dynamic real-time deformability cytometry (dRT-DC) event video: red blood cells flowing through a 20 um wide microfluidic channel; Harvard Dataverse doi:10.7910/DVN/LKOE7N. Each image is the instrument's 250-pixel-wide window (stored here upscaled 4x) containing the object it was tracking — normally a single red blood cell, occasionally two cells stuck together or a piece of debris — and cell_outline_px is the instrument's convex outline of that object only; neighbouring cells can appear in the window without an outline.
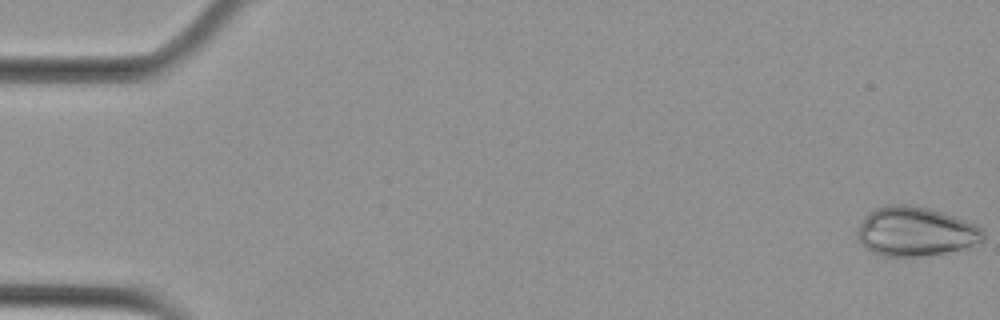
{"species": "Egyptian fruit bat (a non-hibernating species)", "species_latin": "Rousettus aegyptiacus", "temperature_condition": "cold", "stored_images_in_passage": 9, "camera_frame_rate_fps": 3000, "um_per_image_px": 0.085, "animal": {"sex": "female"}, "frame": {"image": 1, "passage_image": 1, "time_ms": 0.0, "image_size_px": [1000, 320], "cell_outline_px": [[984, 240], [964, 248], [924, 256], [884, 256], [872, 252], [856, 236], [856, 232], [864, 216], [876, 208], [888, 204], [904, 204], [928, 208], [956, 216], [976, 224], [984, 228]], "centroid_in_image_um": [77.83, 19.67], "position_along_channel_um": 7.2, "area_um2": 36.07}}
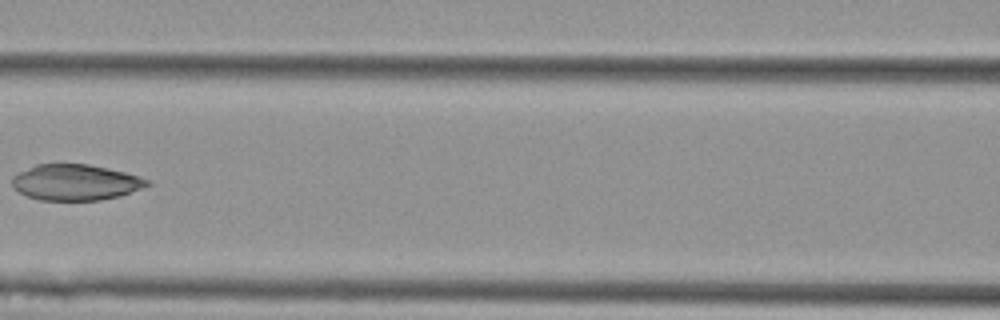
{"frame": {"image": 2, "passage_image": 8, "time_ms": 2.333, "image_size_px": [1000, 320], "cell_outline_px": [[152, 184], [120, 196], [100, 200], [40, 200], [28, 196], [12, 188], [12, 176], [36, 164], [88, 164], [108, 168], [140, 176], [148, 180]], "centroid_in_image_um": [6.42, 15.5], "position_along_channel_um": 160.2, "area_um2": 28.21}}
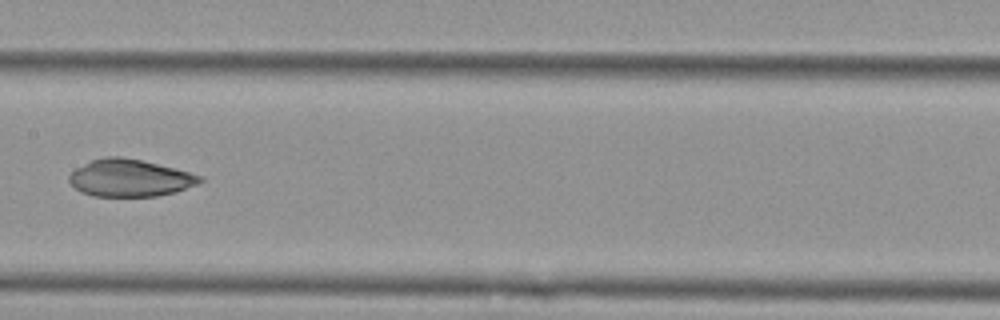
{"frame": {"image": 3, "passage_image": 9, "time_ms": 2.667, "image_size_px": [1000, 320], "cell_outline_px": [[204, 180], [196, 184], [176, 192], [156, 196], [92, 196], [80, 192], [68, 180], [68, 176], [76, 168], [92, 160], [104, 156], [120, 156], [140, 160], [204, 176]], "centroid_in_image_um": [11.02, 15.13], "position_along_channel_um": 196.4, "area_um2": 28.15}}